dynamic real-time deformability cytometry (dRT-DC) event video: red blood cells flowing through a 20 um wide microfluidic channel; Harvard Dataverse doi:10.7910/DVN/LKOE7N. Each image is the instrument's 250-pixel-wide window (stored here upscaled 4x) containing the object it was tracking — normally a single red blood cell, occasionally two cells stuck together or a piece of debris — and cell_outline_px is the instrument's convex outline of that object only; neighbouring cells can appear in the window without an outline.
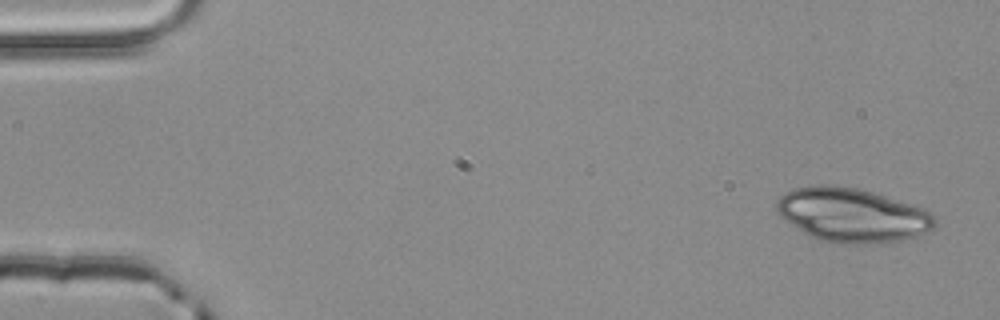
{"species": "common noctule bat (a hibernating species)", "species_latin": "Nyctalus noctula", "temperature_condition": "room temperature", "stored_images_in_passage": 3, "camera_frame_rate_fps": 3000, "um_per_image_px": 0.085, "animal": {"sex": "male", "body_mass_g": 20.4}, "frame": {"image": 1, "passage_image": 1, "time_ms": 0.0, "image_size_px": [1000, 320], "cell_outline_px": [[936, 224], [932, 228], [916, 236], [900, 240], [864, 244], [856, 244], [816, 240], [784, 220], [780, 216], [776, 208], [776, 200], [784, 192], [796, 188], [812, 184], [828, 184], [856, 188], [872, 192], [924, 208], [932, 212], [936, 216]], "centroid_in_image_um": [72.4, 18.26], "position_along_channel_um": 12.6, "area_um2": 49.82}}